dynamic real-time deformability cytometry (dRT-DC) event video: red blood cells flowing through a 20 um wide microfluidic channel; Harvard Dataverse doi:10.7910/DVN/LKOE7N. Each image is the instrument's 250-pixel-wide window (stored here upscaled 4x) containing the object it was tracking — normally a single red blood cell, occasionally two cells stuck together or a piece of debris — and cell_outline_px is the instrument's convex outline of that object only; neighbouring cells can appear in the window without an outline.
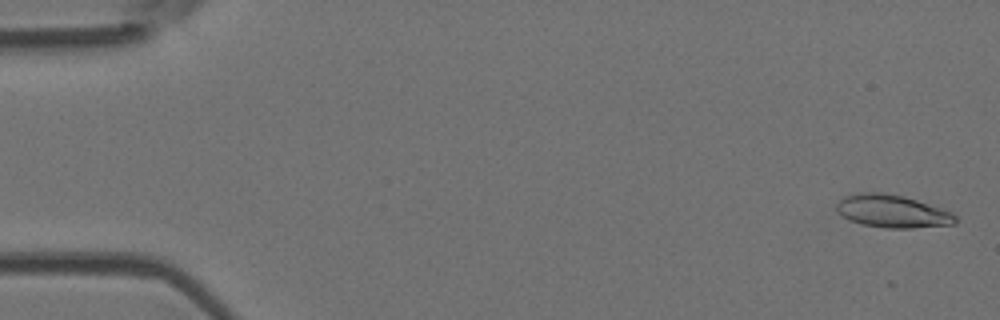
{"species": "Egyptian fruit bat (a non-hibernating species)", "species_latin": "Rousettus aegyptiacus", "temperature_condition": "room temperature", "stored_images_in_passage": 40, "camera_frame_rate_fps": 3000, "um_per_image_px": 0.085, "animal": {"sex": "female"}, "frame": {"image": 1, "passage_image": 2, "time_ms": 0.333, "image_size_px": [1000, 320], "cell_outline_px": [[956, 224], [912, 228], [884, 228], [864, 224], [848, 220], [836, 212], [836, 204], [844, 196], [860, 192], [880, 192], [904, 196], [952, 212], [956, 216]], "centroid_in_image_um": [75.82, 17.96], "position_along_channel_um": 9.2, "area_um2": 22.72}}
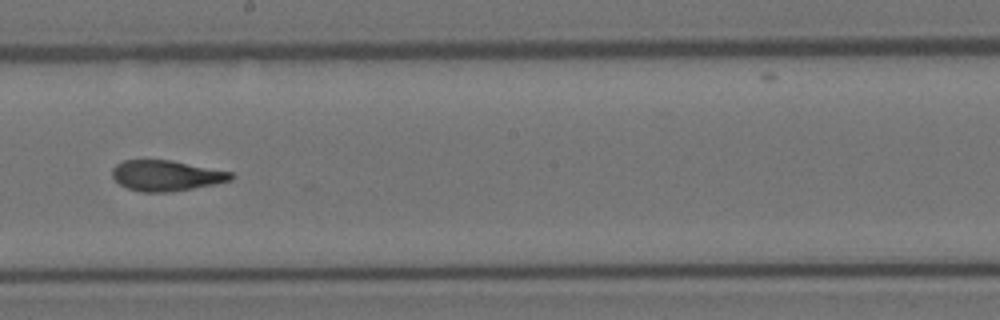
{"frame": {"image": 2, "passage_image": 29, "time_ms": 9.333, "image_size_px": [1000, 320], "cell_outline_px": [[236, 176], [232, 180], [192, 188], [168, 192], [140, 192], [128, 188], [120, 184], [112, 176], [112, 168], [116, 164], [124, 160], [172, 160], [232, 172]], "centroid_in_image_um": [14.13, 14.92], "position_along_channel_um": 234.1, "area_um2": 21.1}}
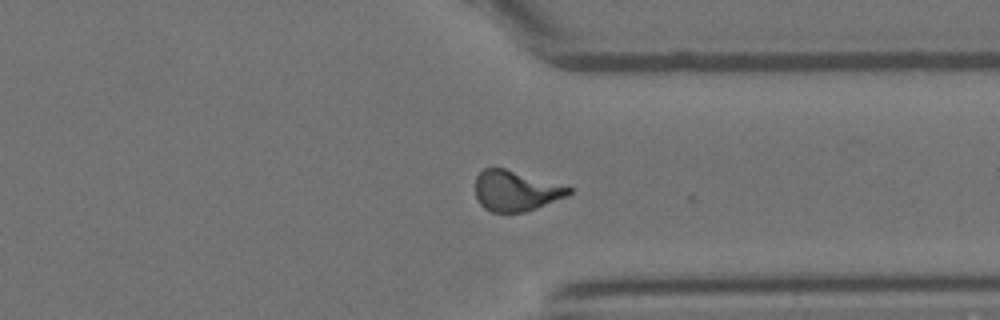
{"frame": {"image": 3, "passage_image": 39, "time_ms": 12.667, "image_size_px": [1000, 320], "cell_outline_px": [[572, 192], [568, 196], [536, 208], [524, 212], [492, 212], [484, 208], [480, 204], [476, 196], [476, 176], [484, 168], [504, 168], [572, 188]], "centroid_in_image_um": [43.82, 16.23], "position_along_channel_um": 367.6, "area_um2": 21.73}, "authors_computed_cell_mechanics": {"area_um2": 21.6172, "velocity_mm_per_s": 4.0193, "shape_relaxation_time_tau1_ms": null, "shape_relaxation_time_tau2_ms": 1.7207, "deformation_change_tau1": null, "deformation_change_tau2": 0.0984}}